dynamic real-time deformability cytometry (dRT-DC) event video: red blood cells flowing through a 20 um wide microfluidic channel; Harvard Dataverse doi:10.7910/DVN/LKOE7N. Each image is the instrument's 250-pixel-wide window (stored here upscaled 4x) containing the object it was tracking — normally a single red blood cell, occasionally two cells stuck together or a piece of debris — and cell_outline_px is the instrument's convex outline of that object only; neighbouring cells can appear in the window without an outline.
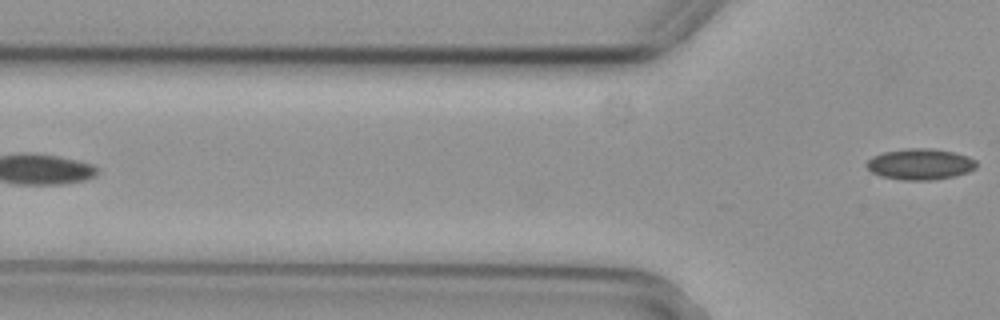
{"species": "common noctule bat (a hibernating species)", "species_latin": "Nyctalus noctula", "temperature_condition": "cold", "stored_images_in_passage": 6, "camera_frame_rate_fps": 3000, "um_per_image_px": 0.085, "animal": {"sex": "female", "body_mass_g": 29.2, "forearm_length_mm": 56.3}, "frame": {"image": 1, "passage_image": 6, "time_ms": 1.667, "image_size_px": [1000, 320], "cell_outline_px": [[976, 168], [968, 172], [952, 176], [932, 180], [904, 180], [880, 176], [872, 172], [864, 164], [872, 156], [884, 152], [908, 148], [932, 148], [952, 152], [968, 156], [976, 160]], "centroid_in_image_um": [78.2, 13.95], "position_along_channel_um": 47.6, "area_um2": 19.83}}